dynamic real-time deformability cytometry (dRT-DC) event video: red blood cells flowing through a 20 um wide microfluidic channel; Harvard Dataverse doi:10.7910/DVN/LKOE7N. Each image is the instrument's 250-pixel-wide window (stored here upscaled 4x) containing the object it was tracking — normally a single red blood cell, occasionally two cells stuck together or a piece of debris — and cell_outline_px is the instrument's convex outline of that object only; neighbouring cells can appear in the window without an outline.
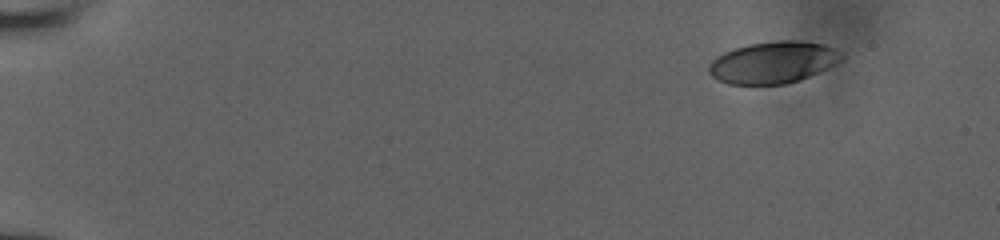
{"species": "human", "species_latin": "Homo sapiens", "temperature_condition": "room temperature", "stored_images_in_passage": 17, "camera_frame_rate_fps": 3000, "um_per_image_px": 0.085, "donor": {"sex": "male"}, "frame": {"image": 1, "passage_image": 1, "time_ms": 0.0, "image_size_px": [1000, 240], "cell_outline_px": [[844, 56], [836, 64], [828, 68], [800, 80], [784, 84], [728, 84], [712, 76], [708, 72], [708, 64], [716, 56], [724, 52], [748, 44], [780, 40], [792, 40], [824, 44], [832, 48]], "centroid_in_image_um": [65.69, 5.31], "position_along_channel_um": 19.3, "area_um2": 32.14}}
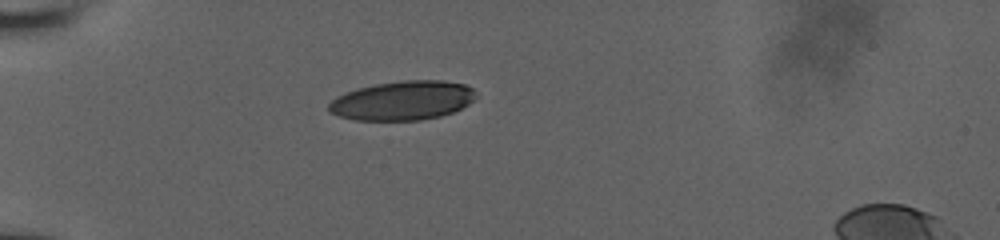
{"frame": {"image": 2, "passage_image": 10, "time_ms": 4.0, "image_size_px": [1000, 240], "cell_outline_px": [[476, 96], [468, 104], [452, 112], [440, 116], [420, 120], [356, 120], [340, 116], [332, 112], [328, 108], [328, 104], [336, 96], [356, 88], [376, 84], [404, 80], [444, 80], [464, 84], [472, 88], [476, 92]], "centroid_in_image_um": [34.22, 8.54], "position_along_channel_um": 50.8, "area_um2": 33.47}}
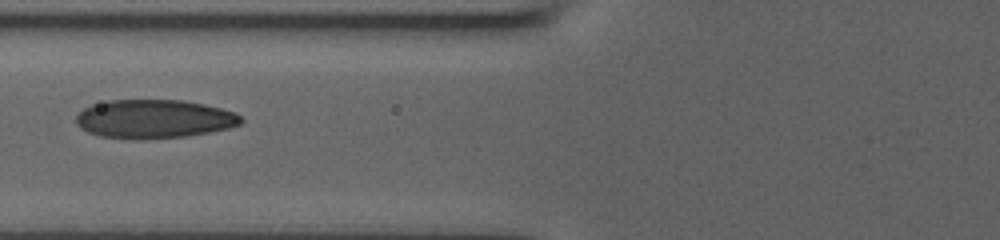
{"frame": {"image": 3, "passage_image": 15, "time_ms": 6.333, "image_size_px": [1000, 240], "cell_outline_px": [[244, 120], [240, 124], [228, 128], [208, 132], [184, 136], [100, 136], [88, 132], [80, 128], [76, 124], [76, 116], [84, 108], [92, 104], [108, 100], [180, 100], [204, 104], [236, 112]], "centroid_in_image_um": [13.11, 10.06], "position_along_channel_um": 112.7, "area_um2": 36.01}}